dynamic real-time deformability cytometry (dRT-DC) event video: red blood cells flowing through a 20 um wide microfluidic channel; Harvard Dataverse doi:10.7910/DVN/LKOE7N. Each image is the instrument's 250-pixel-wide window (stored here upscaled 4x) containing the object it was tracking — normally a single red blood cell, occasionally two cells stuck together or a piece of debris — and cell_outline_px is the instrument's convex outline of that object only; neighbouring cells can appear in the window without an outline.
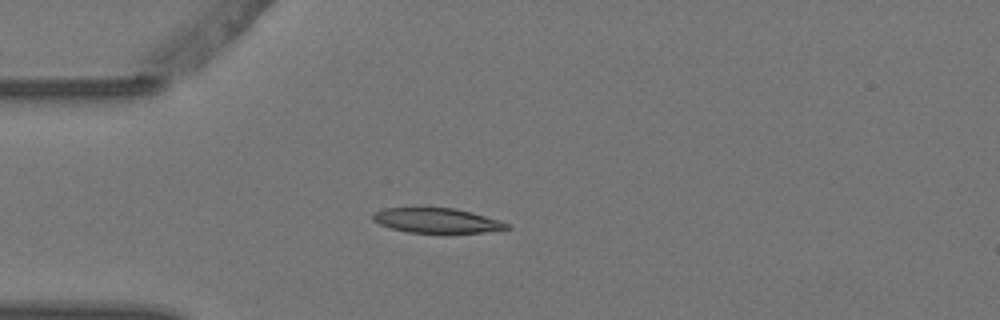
{"species": "Egyptian fruit bat (a non-hibernating species)", "species_latin": "Rousettus aegyptiacus", "temperature_condition": "warm", "stored_images_in_passage": 3, "camera_frame_rate_fps": 3000, "um_per_image_px": 0.085, "animal": {"sex": "female"}, "frame": {"image": 1, "passage_image": 3, "time_ms": 0.667, "image_size_px": [1000, 320], "cell_outline_px": [[512, 228], [484, 232], [444, 236], [408, 232], [392, 228], [380, 224], [372, 220], [372, 212], [384, 208], [416, 204], [424, 204], [456, 208], [472, 212], [500, 220], [508, 224]], "centroid_in_image_um": [37.08, 18.72], "position_along_channel_um": 47.9, "area_um2": 21.44}}